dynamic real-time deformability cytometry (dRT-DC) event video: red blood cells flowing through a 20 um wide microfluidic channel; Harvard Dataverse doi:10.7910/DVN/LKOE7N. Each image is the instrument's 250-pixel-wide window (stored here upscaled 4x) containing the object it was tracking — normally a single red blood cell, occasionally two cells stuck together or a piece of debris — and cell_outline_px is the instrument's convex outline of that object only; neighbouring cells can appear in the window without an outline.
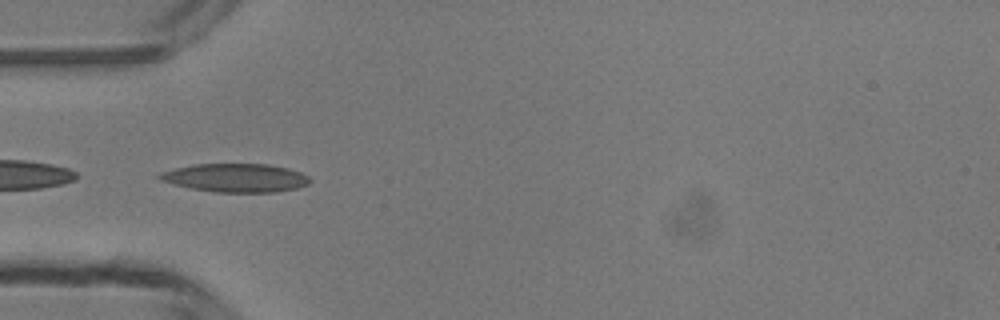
{"species": "common noctule bat (a hibernating species)", "species_latin": "Nyctalus noctula", "temperature_condition": "room temperature", "stored_images_in_passage": 37, "camera_frame_rate_fps": 3000, "um_per_image_px": 0.085, "animal": {"sex": "male", "body_mass_g": 13.3}, "frame": {"image": 1, "passage_image": 10, "time_ms": 3.0, "image_size_px": [1000, 320], "cell_outline_px": [[312, 180], [308, 184], [296, 188], [276, 192], [216, 192], [192, 188], [160, 180], [156, 176], [160, 172], [192, 164], [268, 164], [288, 168], [300, 172], [308, 176]], "centroid_in_image_um": [20.04, 15.11], "position_along_channel_um": 65.0, "area_um2": 24.85}}
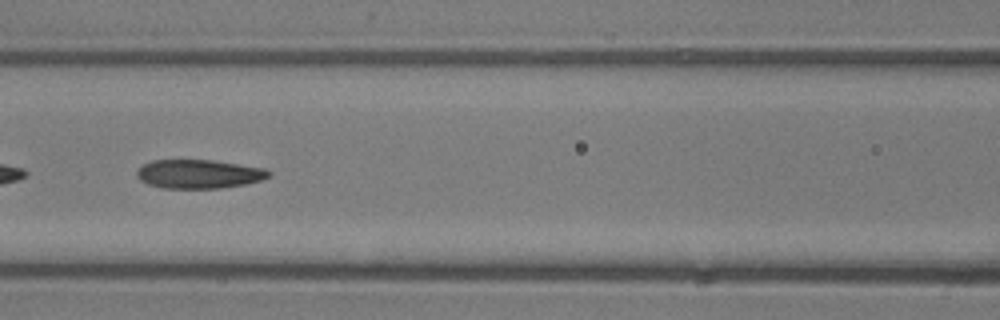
{"frame": {"image": 2, "passage_image": 16, "time_ms": 5.0, "image_size_px": [1000, 320], "cell_outline_px": [[272, 176], [260, 180], [244, 184], [220, 188], [164, 188], [148, 184], [140, 180], [136, 176], [136, 172], [144, 164], [152, 160], [212, 160], [264, 168], [272, 172]], "centroid_in_image_um": [16.91, 14.79], "position_along_channel_um": 149.7, "area_um2": 22.08}}
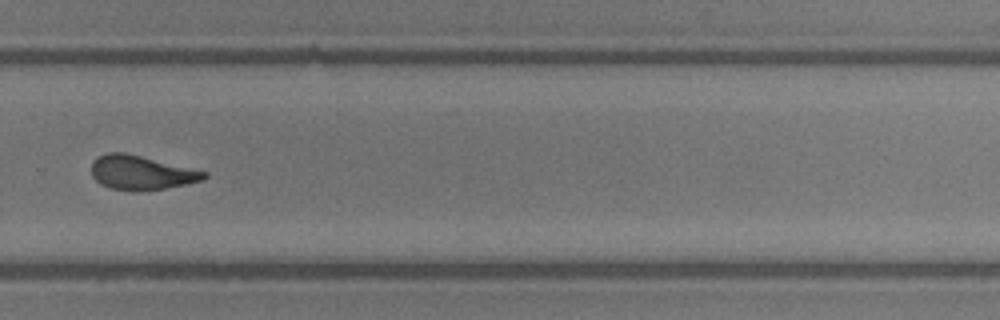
{"frame": {"image": 3, "passage_image": 28, "time_ms": 9.0, "image_size_px": [1000, 320], "cell_outline_px": [[208, 176], [200, 180], [188, 184], [164, 188], [136, 192], [132, 192], [108, 188], [100, 184], [92, 176], [92, 160], [108, 152], [124, 152], [208, 172]], "centroid_in_image_um": [11.98, 14.69], "position_along_channel_um": 317.8, "area_um2": 22.48}, "authors_computed_cell_mechanics": {"area_um2": 23.0044, "velocity_mm_per_s": 4.2119, "shape_relaxation_time_tau1_ms": null, "shape_relaxation_time_tau2_ms": 2.8573, "deformation_change_tau1": null, "deformation_change_tau2": 0.1086}}